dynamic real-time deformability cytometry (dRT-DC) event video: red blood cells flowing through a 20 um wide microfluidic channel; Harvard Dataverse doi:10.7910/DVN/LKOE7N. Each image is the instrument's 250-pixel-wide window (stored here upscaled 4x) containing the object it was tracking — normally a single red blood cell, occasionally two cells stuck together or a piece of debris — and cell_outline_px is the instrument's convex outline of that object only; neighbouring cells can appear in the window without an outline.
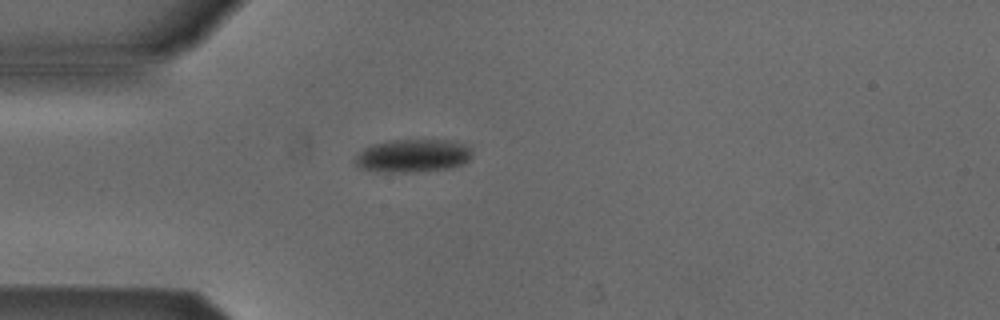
{"species": "Egyptian fruit bat (a non-hibernating species)", "species_latin": "Rousettus aegyptiacus", "temperature_condition": "cold", "stored_images_in_passage": 2, "camera_frame_rate_fps": 3000, "um_per_image_px": 0.085, "animal": {"sex": "male"}, "frame": {"image": 1, "passage_image": 2, "time_ms": 0.333, "image_size_px": [1000, 320], "cell_outline_px": [[472, 156], [464, 164], [448, 168], [416, 172], [376, 172], [360, 168], [352, 160], [364, 148], [372, 144], [388, 140], [448, 140], [464, 144], [472, 152]], "centroid_in_image_um": [35.05, 13.24], "position_along_channel_um": 50.0, "area_um2": 22.72}}